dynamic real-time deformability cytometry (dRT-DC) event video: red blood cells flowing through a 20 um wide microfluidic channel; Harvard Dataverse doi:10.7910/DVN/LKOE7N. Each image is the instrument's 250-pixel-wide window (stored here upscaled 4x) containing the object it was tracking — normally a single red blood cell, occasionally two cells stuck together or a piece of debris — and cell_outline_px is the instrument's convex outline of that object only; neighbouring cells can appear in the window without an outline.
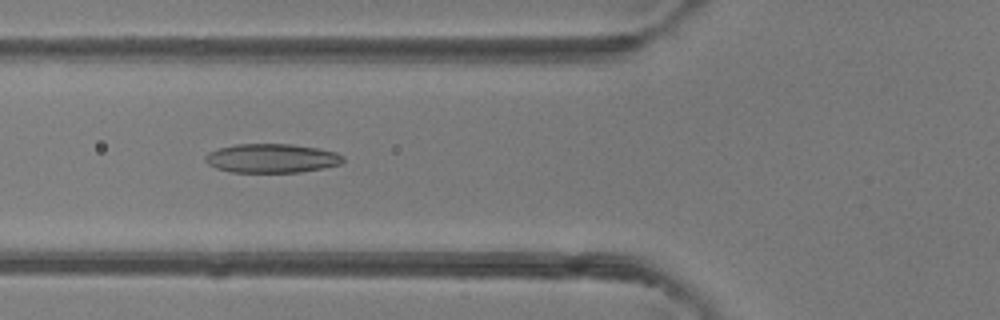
{"species": "common noctule bat (a hibernating species)", "species_latin": "Nyctalus noctula", "temperature_condition": "room temperature", "stored_images_in_passage": 47, "camera_frame_rate_fps": 3000, "um_per_image_px": 0.085, "animal": {"sex": "female"}, "frame": {"image": 1, "passage_image": 17, "time_ms": 5.333, "image_size_px": [1000, 320], "cell_outline_px": [[344, 160], [340, 164], [324, 168], [300, 172], [232, 172], [216, 168], [208, 164], [204, 160], [204, 156], [208, 152], [220, 148], [236, 144], [292, 144], [316, 148], [336, 152], [344, 156]], "centroid_in_image_um": [23.09, 13.45], "position_along_channel_um": 102.7, "area_um2": 23.29}}
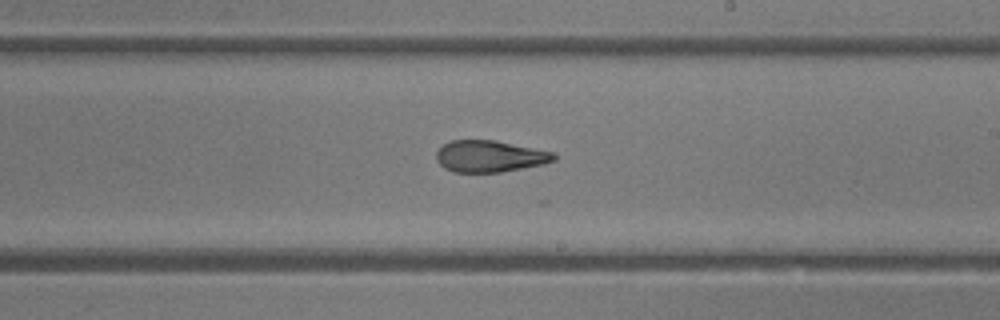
{"frame": {"image": 2, "passage_image": 27, "time_ms": 8.667, "image_size_px": [1000, 320], "cell_outline_px": [[556, 160], [544, 164], [500, 172], [452, 172], [444, 168], [436, 160], [436, 152], [444, 144], [452, 140], [496, 140], [556, 152]], "centroid_in_image_um": [41.66, 13.28], "position_along_channel_um": 247.3, "area_um2": 21.85}}
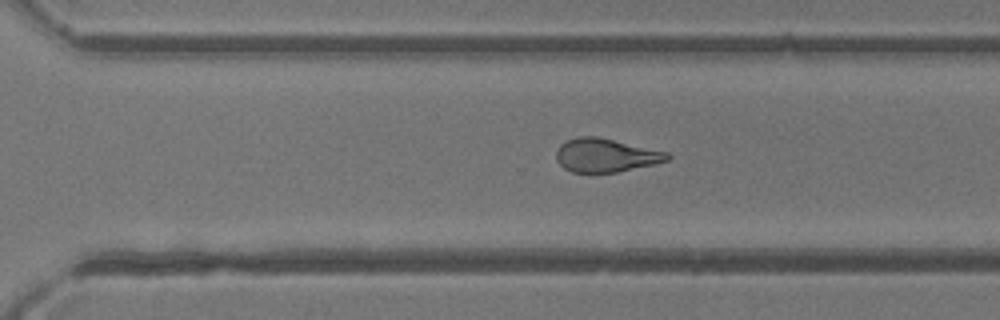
{"frame": {"image": 3, "passage_image": 32, "time_ms": 10.333, "image_size_px": [1000, 320], "cell_outline_px": [[672, 156], [668, 160], [656, 164], [616, 172], [572, 172], [564, 168], [556, 160], [556, 148], [560, 144], [568, 140], [580, 136], [596, 136], [668, 152]], "centroid_in_image_um": [51.48, 13.2], "position_along_channel_um": 319.1, "area_um2": 21.68}, "authors_computed_cell_mechanics": {"area_um2": 23.5824, "velocity_mm_per_s": 4.3269, "shape_relaxation_time_tau1_ms": null, "shape_relaxation_time_tau2_ms": 2.5963, "deformation_change_tau1": null, "deformation_change_tau2": 0.1115}}